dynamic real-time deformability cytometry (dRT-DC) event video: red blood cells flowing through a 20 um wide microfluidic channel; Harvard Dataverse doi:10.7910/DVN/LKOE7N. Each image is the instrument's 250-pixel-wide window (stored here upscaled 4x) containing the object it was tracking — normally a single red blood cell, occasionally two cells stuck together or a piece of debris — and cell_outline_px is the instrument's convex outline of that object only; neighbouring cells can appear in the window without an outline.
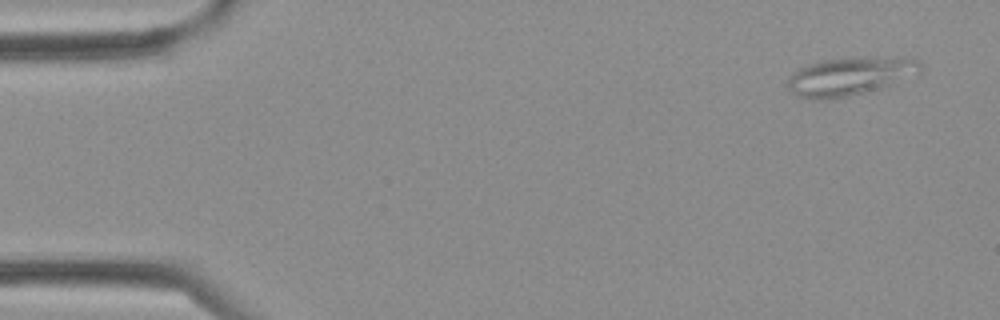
{"species": "Egyptian fruit bat (a non-hibernating species)", "species_latin": "Rousettus aegyptiacus", "temperature_condition": "cold", "stored_images_in_passage": 3, "camera_frame_rate_fps": 3000, "um_per_image_px": 0.085, "frame": {"image": 1, "passage_image": 1, "time_ms": 0.0, "image_size_px": [1000, 320], "cell_outline_px": [[924, 68], [920, 72], [888, 84], [864, 92], [824, 100], [820, 100], [800, 96], [792, 92], [788, 88], [788, 76], [792, 72], [808, 64], [820, 60], [900, 56], [904, 56], [920, 60]], "centroid_in_image_um": [72.25, 6.45], "position_along_channel_um": 12.8, "area_um2": 29.07}}
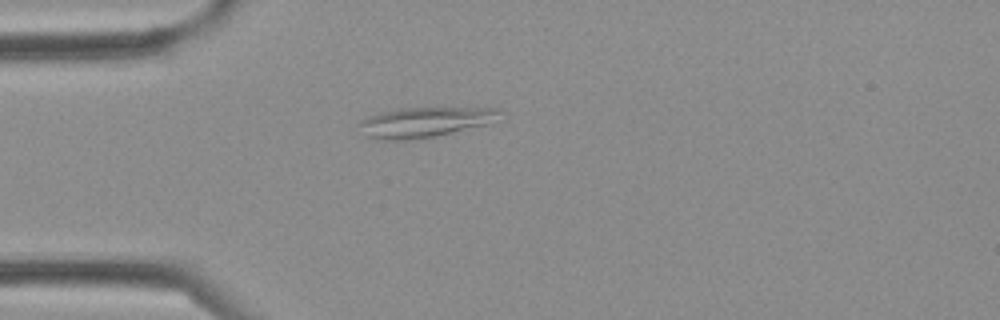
{"frame": {"image": 2, "passage_image": 3, "time_ms": 0.667, "image_size_px": [1000, 320], "cell_outline_px": [[504, 112], [488, 124], [452, 132], [432, 136], [404, 140], [376, 140], [368, 136], [356, 124], [360, 120], [368, 116], [380, 112], [396, 108], [496, 108]], "centroid_in_image_um": [36.05, 10.37], "position_along_channel_um": 48.9, "area_um2": 24.45}}